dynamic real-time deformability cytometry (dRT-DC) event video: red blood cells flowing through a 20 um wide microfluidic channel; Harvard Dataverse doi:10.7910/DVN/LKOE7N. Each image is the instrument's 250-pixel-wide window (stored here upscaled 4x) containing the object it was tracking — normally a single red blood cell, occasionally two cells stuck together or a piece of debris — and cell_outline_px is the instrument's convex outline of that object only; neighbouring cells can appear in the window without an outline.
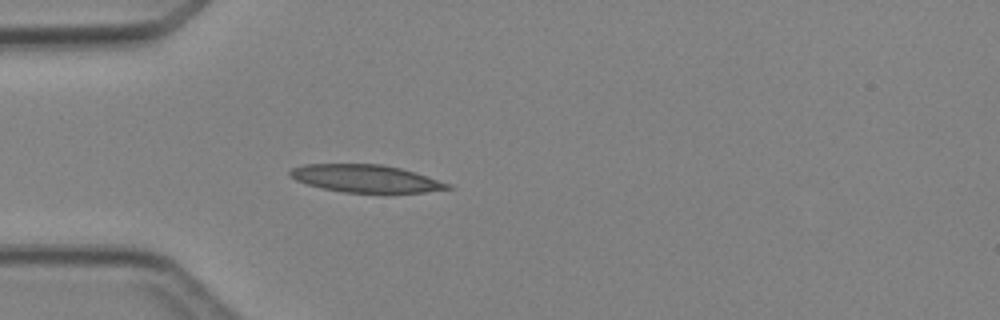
{"species": "Egyptian fruit bat (a non-hibernating species)", "species_latin": "Rousettus aegyptiacus", "temperature_condition": "cold", "stored_images_in_passage": 1, "camera_frame_rate_fps": 3000, "um_per_image_px": 0.085, "animal": {"sex": "female"}, "frame": {"image": 1, "passage_image": 1, "time_ms": 0.0, "image_size_px": [1000, 320], "cell_outline_px": [[456, 188], [424, 192], [344, 192], [324, 188], [308, 184], [296, 180], [288, 176], [288, 172], [292, 168], [304, 164], [380, 164], [400, 168], [416, 172], [452, 184]], "centroid_in_image_um": [31.12, 15.17], "position_along_channel_um": 53.9, "area_um2": 25.26}}